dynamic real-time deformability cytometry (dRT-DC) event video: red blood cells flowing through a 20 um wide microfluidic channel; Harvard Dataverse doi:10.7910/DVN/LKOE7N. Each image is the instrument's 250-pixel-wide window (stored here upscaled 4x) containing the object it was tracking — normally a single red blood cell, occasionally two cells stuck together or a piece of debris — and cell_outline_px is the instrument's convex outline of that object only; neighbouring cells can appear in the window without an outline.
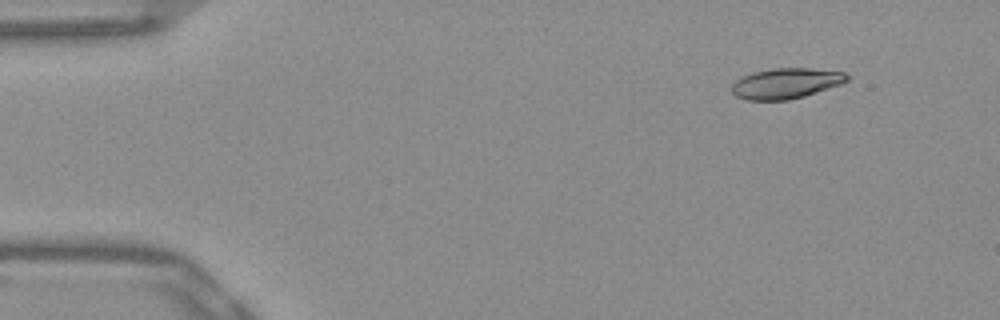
{"species": "Egyptian fruit bat (a non-hibernating species)", "species_latin": "Rousettus aegyptiacus", "temperature_condition": "warm", "stored_images_in_passage": 49, "camera_frame_rate_fps": 3000, "um_per_image_px": 0.085, "frame": {"image": 1, "passage_image": 2, "time_ms": 0.333, "image_size_px": [1000, 320], "cell_outline_px": [[848, 80], [840, 84], [804, 96], [788, 100], [744, 100], [736, 96], [732, 92], [732, 84], [740, 76], [752, 72], [772, 68], [808, 68], [844, 72], [848, 76]], "centroid_in_image_um": [66.75, 7.08], "position_along_channel_um": 18.3, "area_um2": 20.46}}
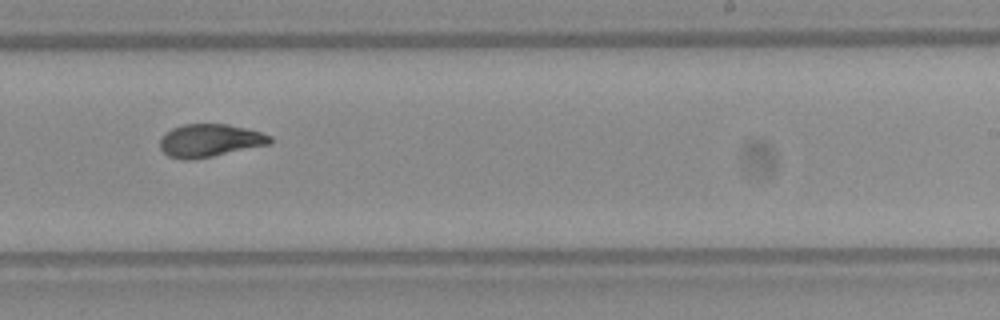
{"frame": {"image": 2, "passage_image": 29, "time_ms": 9.333, "image_size_px": [1000, 320], "cell_outline_px": [[272, 140], [268, 144], [212, 156], [192, 160], [184, 160], [168, 156], [160, 148], [160, 140], [172, 128], [184, 124], [228, 124], [260, 132], [272, 136]], "centroid_in_image_um": [17.81, 11.94], "position_along_channel_um": 271.2, "area_um2": 20.75}}
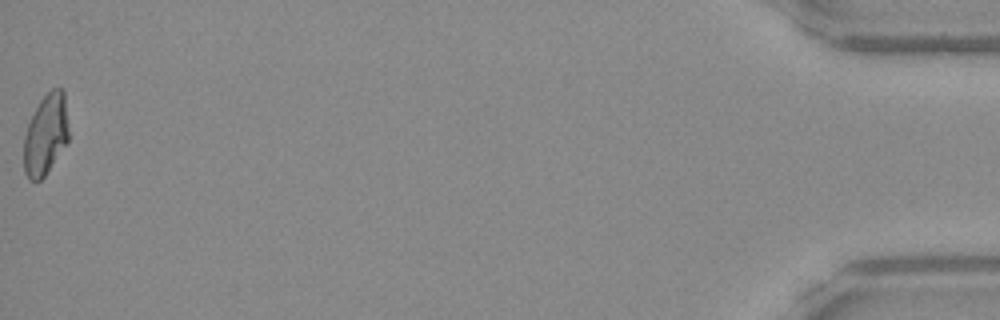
{"frame": {"image": 3, "passage_image": 49, "time_ms": 16.0, "image_size_px": [1000, 320], "cell_outline_px": [[68, 140], [44, 176], [40, 180], [28, 180], [24, 172], [24, 136], [28, 124], [40, 100], [52, 88], [60, 88], [64, 92], [68, 128]], "centroid_in_image_um": [3.87, 11.44], "position_along_channel_um": 431.3, "area_um2": 20.75}, "authors_computed_cell_mechanics": {"area_um2": 21.097, "velocity_mm_per_s": 3.8807, "shape_relaxation_time_tau1_ms": 10.0042, "shape_relaxation_time_tau2_ms": 2.0966, "deformation_change_tau1": 0.284, "deformation_change_tau2": 0.0828}}